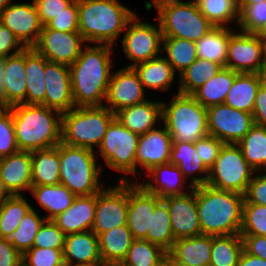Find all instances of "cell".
Returning <instances> with one entry per match:
<instances>
[{
  "label": "cell",
  "instance_id": "obj_15",
  "mask_svg": "<svg viewBox=\"0 0 266 266\" xmlns=\"http://www.w3.org/2000/svg\"><path fill=\"white\" fill-rule=\"evenodd\" d=\"M84 42L79 32L43 28L33 48L50 62L70 66L79 57Z\"/></svg>",
  "mask_w": 266,
  "mask_h": 266
},
{
  "label": "cell",
  "instance_id": "obj_24",
  "mask_svg": "<svg viewBox=\"0 0 266 266\" xmlns=\"http://www.w3.org/2000/svg\"><path fill=\"white\" fill-rule=\"evenodd\" d=\"M3 107L26 104L25 49L3 58Z\"/></svg>",
  "mask_w": 266,
  "mask_h": 266
},
{
  "label": "cell",
  "instance_id": "obj_47",
  "mask_svg": "<svg viewBox=\"0 0 266 266\" xmlns=\"http://www.w3.org/2000/svg\"><path fill=\"white\" fill-rule=\"evenodd\" d=\"M240 235L266 236V206L243 203Z\"/></svg>",
  "mask_w": 266,
  "mask_h": 266
},
{
  "label": "cell",
  "instance_id": "obj_18",
  "mask_svg": "<svg viewBox=\"0 0 266 266\" xmlns=\"http://www.w3.org/2000/svg\"><path fill=\"white\" fill-rule=\"evenodd\" d=\"M189 193L162 199L167 205L175 240L201 235L196 204V187Z\"/></svg>",
  "mask_w": 266,
  "mask_h": 266
},
{
  "label": "cell",
  "instance_id": "obj_39",
  "mask_svg": "<svg viewBox=\"0 0 266 266\" xmlns=\"http://www.w3.org/2000/svg\"><path fill=\"white\" fill-rule=\"evenodd\" d=\"M237 145L253 170L266 172V126L254 124Z\"/></svg>",
  "mask_w": 266,
  "mask_h": 266
},
{
  "label": "cell",
  "instance_id": "obj_29",
  "mask_svg": "<svg viewBox=\"0 0 266 266\" xmlns=\"http://www.w3.org/2000/svg\"><path fill=\"white\" fill-rule=\"evenodd\" d=\"M169 163L179 167L187 180L193 173H204V176L191 178L188 189L205 185L209 177V169L203 164L195 149V143L172 141Z\"/></svg>",
  "mask_w": 266,
  "mask_h": 266
},
{
  "label": "cell",
  "instance_id": "obj_45",
  "mask_svg": "<svg viewBox=\"0 0 266 266\" xmlns=\"http://www.w3.org/2000/svg\"><path fill=\"white\" fill-rule=\"evenodd\" d=\"M202 15L215 27H227L229 22L239 21L236 0H195Z\"/></svg>",
  "mask_w": 266,
  "mask_h": 266
},
{
  "label": "cell",
  "instance_id": "obj_43",
  "mask_svg": "<svg viewBox=\"0 0 266 266\" xmlns=\"http://www.w3.org/2000/svg\"><path fill=\"white\" fill-rule=\"evenodd\" d=\"M147 240L158 245L167 253L173 247V235L170 214L167 205L161 201L151 214V232H147Z\"/></svg>",
  "mask_w": 266,
  "mask_h": 266
},
{
  "label": "cell",
  "instance_id": "obj_34",
  "mask_svg": "<svg viewBox=\"0 0 266 266\" xmlns=\"http://www.w3.org/2000/svg\"><path fill=\"white\" fill-rule=\"evenodd\" d=\"M30 191L47 212L46 220H52L57 215L66 211L77 197L66 186L58 185H40L32 186Z\"/></svg>",
  "mask_w": 266,
  "mask_h": 266
},
{
  "label": "cell",
  "instance_id": "obj_21",
  "mask_svg": "<svg viewBox=\"0 0 266 266\" xmlns=\"http://www.w3.org/2000/svg\"><path fill=\"white\" fill-rule=\"evenodd\" d=\"M171 148L172 137L165 126L140 135L135 155L136 168L137 165L145 168L147 173L155 166L169 163Z\"/></svg>",
  "mask_w": 266,
  "mask_h": 266
},
{
  "label": "cell",
  "instance_id": "obj_14",
  "mask_svg": "<svg viewBox=\"0 0 266 266\" xmlns=\"http://www.w3.org/2000/svg\"><path fill=\"white\" fill-rule=\"evenodd\" d=\"M231 33L226 67L237 73H260L264 58L262 39L254 33Z\"/></svg>",
  "mask_w": 266,
  "mask_h": 266
},
{
  "label": "cell",
  "instance_id": "obj_33",
  "mask_svg": "<svg viewBox=\"0 0 266 266\" xmlns=\"http://www.w3.org/2000/svg\"><path fill=\"white\" fill-rule=\"evenodd\" d=\"M261 85L260 74L239 73L229 90L224 104L248 113L253 112L256 93Z\"/></svg>",
  "mask_w": 266,
  "mask_h": 266
},
{
  "label": "cell",
  "instance_id": "obj_67",
  "mask_svg": "<svg viewBox=\"0 0 266 266\" xmlns=\"http://www.w3.org/2000/svg\"><path fill=\"white\" fill-rule=\"evenodd\" d=\"M65 266H109L105 264L104 262H98L95 264H74V265H65Z\"/></svg>",
  "mask_w": 266,
  "mask_h": 266
},
{
  "label": "cell",
  "instance_id": "obj_23",
  "mask_svg": "<svg viewBox=\"0 0 266 266\" xmlns=\"http://www.w3.org/2000/svg\"><path fill=\"white\" fill-rule=\"evenodd\" d=\"M0 177L11 195L32 187V157L30 151H18L0 158Z\"/></svg>",
  "mask_w": 266,
  "mask_h": 266
},
{
  "label": "cell",
  "instance_id": "obj_53",
  "mask_svg": "<svg viewBox=\"0 0 266 266\" xmlns=\"http://www.w3.org/2000/svg\"><path fill=\"white\" fill-rule=\"evenodd\" d=\"M224 144V142L211 135H207L195 142L197 154L209 170L219 157Z\"/></svg>",
  "mask_w": 266,
  "mask_h": 266
},
{
  "label": "cell",
  "instance_id": "obj_50",
  "mask_svg": "<svg viewBox=\"0 0 266 266\" xmlns=\"http://www.w3.org/2000/svg\"><path fill=\"white\" fill-rule=\"evenodd\" d=\"M266 23V1L247 6L239 13V29L257 34Z\"/></svg>",
  "mask_w": 266,
  "mask_h": 266
},
{
  "label": "cell",
  "instance_id": "obj_22",
  "mask_svg": "<svg viewBox=\"0 0 266 266\" xmlns=\"http://www.w3.org/2000/svg\"><path fill=\"white\" fill-rule=\"evenodd\" d=\"M212 250V236L198 235L177 239L167 253L169 265L209 266Z\"/></svg>",
  "mask_w": 266,
  "mask_h": 266
},
{
  "label": "cell",
  "instance_id": "obj_26",
  "mask_svg": "<svg viewBox=\"0 0 266 266\" xmlns=\"http://www.w3.org/2000/svg\"><path fill=\"white\" fill-rule=\"evenodd\" d=\"M63 259L65 265L102 262L98 236L92 230L67 234L63 249Z\"/></svg>",
  "mask_w": 266,
  "mask_h": 266
},
{
  "label": "cell",
  "instance_id": "obj_10",
  "mask_svg": "<svg viewBox=\"0 0 266 266\" xmlns=\"http://www.w3.org/2000/svg\"><path fill=\"white\" fill-rule=\"evenodd\" d=\"M139 137L140 135L130 131L114 119L109 124L98 147L108 167L125 174L135 175L137 173L135 155Z\"/></svg>",
  "mask_w": 266,
  "mask_h": 266
},
{
  "label": "cell",
  "instance_id": "obj_16",
  "mask_svg": "<svg viewBox=\"0 0 266 266\" xmlns=\"http://www.w3.org/2000/svg\"><path fill=\"white\" fill-rule=\"evenodd\" d=\"M144 87L133 68L125 67L116 73H111L106 95L107 105L114 114L124 108L147 101Z\"/></svg>",
  "mask_w": 266,
  "mask_h": 266
},
{
  "label": "cell",
  "instance_id": "obj_7",
  "mask_svg": "<svg viewBox=\"0 0 266 266\" xmlns=\"http://www.w3.org/2000/svg\"><path fill=\"white\" fill-rule=\"evenodd\" d=\"M162 121L172 141L195 143L207 135V108L192 95L177 93L169 104L162 102Z\"/></svg>",
  "mask_w": 266,
  "mask_h": 266
},
{
  "label": "cell",
  "instance_id": "obj_35",
  "mask_svg": "<svg viewBox=\"0 0 266 266\" xmlns=\"http://www.w3.org/2000/svg\"><path fill=\"white\" fill-rule=\"evenodd\" d=\"M143 87L167 90L175 77V71L165 57H156L132 67Z\"/></svg>",
  "mask_w": 266,
  "mask_h": 266
},
{
  "label": "cell",
  "instance_id": "obj_63",
  "mask_svg": "<svg viewBox=\"0 0 266 266\" xmlns=\"http://www.w3.org/2000/svg\"><path fill=\"white\" fill-rule=\"evenodd\" d=\"M4 64L3 59H0V107H3V74Z\"/></svg>",
  "mask_w": 266,
  "mask_h": 266
},
{
  "label": "cell",
  "instance_id": "obj_19",
  "mask_svg": "<svg viewBox=\"0 0 266 266\" xmlns=\"http://www.w3.org/2000/svg\"><path fill=\"white\" fill-rule=\"evenodd\" d=\"M161 201V198L148 193L139 183L131 184L129 181L127 226L134 239L147 240V232H151V214Z\"/></svg>",
  "mask_w": 266,
  "mask_h": 266
},
{
  "label": "cell",
  "instance_id": "obj_59",
  "mask_svg": "<svg viewBox=\"0 0 266 266\" xmlns=\"http://www.w3.org/2000/svg\"><path fill=\"white\" fill-rule=\"evenodd\" d=\"M252 116L254 124L266 126V86L262 84L256 93Z\"/></svg>",
  "mask_w": 266,
  "mask_h": 266
},
{
  "label": "cell",
  "instance_id": "obj_32",
  "mask_svg": "<svg viewBox=\"0 0 266 266\" xmlns=\"http://www.w3.org/2000/svg\"><path fill=\"white\" fill-rule=\"evenodd\" d=\"M32 157V186L60 184L59 144L35 150Z\"/></svg>",
  "mask_w": 266,
  "mask_h": 266
},
{
  "label": "cell",
  "instance_id": "obj_48",
  "mask_svg": "<svg viewBox=\"0 0 266 266\" xmlns=\"http://www.w3.org/2000/svg\"><path fill=\"white\" fill-rule=\"evenodd\" d=\"M18 151L12 112L8 107H0V158Z\"/></svg>",
  "mask_w": 266,
  "mask_h": 266
},
{
  "label": "cell",
  "instance_id": "obj_58",
  "mask_svg": "<svg viewBox=\"0 0 266 266\" xmlns=\"http://www.w3.org/2000/svg\"><path fill=\"white\" fill-rule=\"evenodd\" d=\"M241 237L247 253L266 260V236L241 235Z\"/></svg>",
  "mask_w": 266,
  "mask_h": 266
},
{
  "label": "cell",
  "instance_id": "obj_42",
  "mask_svg": "<svg viewBox=\"0 0 266 266\" xmlns=\"http://www.w3.org/2000/svg\"><path fill=\"white\" fill-rule=\"evenodd\" d=\"M31 205L22 195H11L0 205V237L10 238Z\"/></svg>",
  "mask_w": 266,
  "mask_h": 266
},
{
  "label": "cell",
  "instance_id": "obj_36",
  "mask_svg": "<svg viewBox=\"0 0 266 266\" xmlns=\"http://www.w3.org/2000/svg\"><path fill=\"white\" fill-rule=\"evenodd\" d=\"M238 74L239 73L224 67L213 78L195 91L192 96L205 108L224 104L227 94Z\"/></svg>",
  "mask_w": 266,
  "mask_h": 266
},
{
  "label": "cell",
  "instance_id": "obj_41",
  "mask_svg": "<svg viewBox=\"0 0 266 266\" xmlns=\"http://www.w3.org/2000/svg\"><path fill=\"white\" fill-rule=\"evenodd\" d=\"M243 250V239L240 234L212 236L209 266H237Z\"/></svg>",
  "mask_w": 266,
  "mask_h": 266
},
{
  "label": "cell",
  "instance_id": "obj_61",
  "mask_svg": "<svg viewBox=\"0 0 266 266\" xmlns=\"http://www.w3.org/2000/svg\"><path fill=\"white\" fill-rule=\"evenodd\" d=\"M180 2H183V1H180V0H153L152 2H150V1L145 2V7L147 10L150 11L154 5V7H156V9L158 10L159 8H161L164 5L172 4V3H180Z\"/></svg>",
  "mask_w": 266,
  "mask_h": 266
},
{
  "label": "cell",
  "instance_id": "obj_8",
  "mask_svg": "<svg viewBox=\"0 0 266 266\" xmlns=\"http://www.w3.org/2000/svg\"><path fill=\"white\" fill-rule=\"evenodd\" d=\"M163 38L197 42L215 26L200 12L195 0L172 3L158 9Z\"/></svg>",
  "mask_w": 266,
  "mask_h": 266
},
{
  "label": "cell",
  "instance_id": "obj_57",
  "mask_svg": "<svg viewBox=\"0 0 266 266\" xmlns=\"http://www.w3.org/2000/svg\"><path fill=\"white\" fill-rule=\"evenodd\" d=\"M22 256L8 238L0 237V266H21Z\"/></svg>",
  "mask_w": 266,
  "mask_h": 266
},
{
  "label": "cell",
  "instance_id": "obj_68",
  "mask_svg": "<svg viewBox=\"0 0 266 266\" xmlns=\"http://www.w3.org/2000/svg\"><path fill=\"white\" fill-rule=\"evenodd\" d=\"M259 37H266V23L263 28L257 33Z\"/></svg>",
  "mask_w": 266,
  "mask_h": 266
},
{
  "label": "cell",
  "instance_id": "obj_27",
  "mask_svg": "<svg viewBox=\"0 0 266 266\" xmlns=\"http://www.w3.org/2000/svg\"><path fill=\"white\" fill-rule=\"evenodd\" d=\"M147 173L156 183L153 184L151 181L140 183L148 193L161 199L187 194L183 189L186 179L178 166L171 163L162 164L153 167Z\"/></svg>",
  "mask_w": 266,
  "mask_h": 266
},
{
  "label": "cell",
  "instance_id": "obj_5",
  "mask_svg": "<svg viewBox=\"0 0 266 266\" xmlns=\"http://www.w3.org/2000/svg\"><path fill=\"white\" fill-rule=\"evenodd\" d=\"M115 114L105 106L74 107L62 113L61 142L94 151Z\"/></svg>",
  "mask_w": 266,
  "mask_h": 266
},
{
  "label": "cell",
  "instance_id": "obj_54",
  "mask_svg": "<svg viewBox=\"0 0 266 266\" xmlns=\"http://www.w3.org/2000/svg\"><path fill=\"white\" fill-rule=\"evenodd\" d=\"M73 1L74 0H33L43 26L63 12Z\"/></svg>",
  "mask_w": 266,
  "mask_h": 266
},
{
  "label": "cell",
  "instance_id": "obj_64",
  "mask_svg": "<svg viewBox=\"0 0 266 266\" xmlns=\"http://www.w3.org/2000/svg\"><path fill=\"white\" fill-rule=\"evenodd\" d=\"M11 196L8 190L5 188L4 183L0 177V205Z\"/></svg>",
  "mask_w": 266,
  "mask_h": 266
},
{
  "label": "cell",
  "instance_id": "obj_49",
  "mask_svg": "<svg viewBox=\"0 0 266 266\" xmlns=\"http://www.w3.org/2000/svg\"><path fill=\"white\" fill-rule=\"evenodd\" d=\"M24 266H65L63 250L32 247L22 256Z\"/></svg>",
  "mask_w": 266,
  "mask_h": 266
},
{
  "label": "cell",
  "instance_id": "obj_17",
  "mask_svg": "<svg viewBox=\"0 0 266 266\" xmlns=\"http://www.w3.org/2000/svg\"><path fill=\"white\" fill-rule=\"evenodd\" d=\"M0 23L10 29L26 47H33L43 29L34 2L10 3L0 15Z\"/></svg>",
  "mask_w": 266,
  "mask_h": 266
},
{
  "label": "cell",
  "instance_id": "obj_55",
  "mask_svg": "<svg viewBox=\"0 0 266 266\" xmlns=\"http://www.w3.org/2000/svg\"><path fill=\"white\" fill-rule=\"evenodd\" d=\"M244 203L266 206V173L253 176L244 194Z\"/></svg>",
  "mask_w": 266,
  "mask_h": 266
},
{
  "label": "cell",
  "instance_id": "obj_66",
  "mask_svg": "<svg viewBox=\"0 0 266 266\" xmlns=\"http://www.w3.org/2000/svg\"><path fill=\"white\" fill-rule=\"evenodd\" d=\"M10 3L11 0H0V15Z\"/></svg>",
  "mask_w": 266,
  "mask_h": 266
},
{
  "label": "cell",
  "instance_id": "obj_37",
  "mask_svg": "<svg viewBox=\"0 0 266 266\" xmlns=\"http://www.w3.org/2000/svg\"><path fill=\"white\" fill-rule=\"evenodd\" d=\"M232 32L229 27H214L195 42L197 58L215 62L223 68L226 67L229 37Z\"/></svg>",
  "mask_w": 266,
  "mask_h": 266
},
{
  "label": "cell",
  "instance_id": "obj_65",
  "mask_svg": "<svg viewBox=\"0 0 266 266\" xmlns=\"http://www.w3.org/2000/svg\"><path fill=\"white\" fill-rule=\"evenodd\" d=\"M261 84L266 86V60L263 62L261 71H260Z\"/></svg>",
  "mask_w": 266,
  "mask_h": 266
},
{
  "label": "cell",
  "instance_id": "obj_52",
  "mask_svg": "<svg viewBox=\"0 0 266 266\" xmlns=\"http://www.w3.org/2000/svg\"><path fill=\"white\" fill-rule=\"evenodd\" d=\"M78 0H74L63 12L50 20L43 28L62 32H79Z\"/></svg>",
  "mask_w": 266,
  "mask_h": 266
},
{
  "label": "cell",
  "instance_id": "obj_4",
  "mask_svg": "<svg viewBox=\"0 0 266 266\" xmlns=\"http://www.w3.org/2000/svg\"><path fill=\"white\" fill-rule=\"evenodd\" d=\"M135 15L118 0H78L79 33L85 42L113 46Z\"/></svg>",
  "mask_w": 266,
  "mask_h": 266
},
{
  "label": "cell",
  "instance_id": "obj_11",
  "mask_svg": "<svg viewBox=\"0 0 266 266\" xmlns=\"http://www.w3.org/2000/svg\"><path fill=\"white\" fill-rule=\"evenodd\" d=\"M129 181L121 178L117 186H109L96 194L92 231L99 236L115 227L127 225Z\"/></svg>",
  "mask_w": 266,
  "mask_h": 266
},
{
  "label": "cell",
  "instance_id": "obj_9",
  "mask_svg": "<svg viewBox=\"0 0 266 266\" xmlns=\"http://www.w3.org/2000/svg\"><path fill=\"white\" fill-rule=\"evenodd\" d=\"M255 172L237 144H224L219 157L209 170L206 184L244 195Z\"/></svg>",
  "mask_w": 266,
  "mask_h": 266
},
{
  "label": "cell",
  "instance_id": "obj_30",
  "mask_svg": "<svg viewBox=\"0 0 266 266\" xmlns=\"http://www.w3.org/2000/svg\"><path fill=\"white\" fill-rule=\"evenodd\" d=\"M48 60L33 47L25 48L26 104L41 105L44 102L45 64Z\"/></svg>",
  "mask_w": 266,
  "mask_h": 266
},
{
  "label": "cell",
  "instance_id": "obj_40",
  "mask_svg": "<svg viewBox=\"0 0 266 266\" xmlns=\"http://www.w3.org/2000/svg\"><path fill=\"white\" fill-rule=\"evenodd\" d=\"M168 254L145 239H134L121 266H163Z\"/></svg>",
  "mask_w": 266,
  "mask_h": 266
},
{
  "label": "cell",
  "instance_id": "obj_13",
  "mask_svg": "<svg viewBox=\"0 0 266 266\" xmlns=\"http://www.w3.org/2000/svg\"><path fill=\"white\" fill-rule=\"evenodd\" d=\"M254 125L252 113L226 104L207 108L208 133L225 144H237Z\"/></svg>",
  "mask_w": 266,
  "mask_h": 266
},
{
  "label": "cell",
  "instance_id": "obj_20",
  "mask_svg": "<svg viewBox=\"0 0 266 266\" xmlns=\"http://www.w3.org/2000/svg\"><path fill=\"white\" fill-rule=\"evenodd\" d=\"M46 92L42 106L61 113L75 107L71 90V75L68 65L47 61L45 64Z\"/></svg>",
  "mask_w": 266,
  "mask_h": 266
},
{
  "label": "cell",
  "instance_id": "obj_46",
  "mask_svg": "<svg viewBox=\"0 0 266 266\" xmlns=\"http://www.w3.org/2000/svg\"><path fill=\"white\" fill-rule=\"evenodd\" d=\"M45 220V217L40 218L34 208L31 207L10 236L9 241L22 255L33 247L35 236Z\"/></svg>",
  "mask_w": 266,
  "mask_h": 266
},
{
  "label": "cell",
  "instance_id": "obj_38",
  "mask_svg": "<svg viewBox=\"0 0 266 266\" xmlns=\"http://www.w3.org/2000/svg\"><path fill=\"white\" fill-rule=\"evenodd\" d=\"M222 69L223 67L220 64L197 58L188 68L179 74L180 85L178 93L192 95Z\"/></svg>",
  "mask_w": 266,
  "mask_h": 266
},
{
  "label": "cell",
  "instance_id": "obj_69",
  "mask_svg": "<svg viewBox=\"0 0 266 266\" xmlns=\"http://www.w3.org/2000/svg\"><path fill=\"white\" fill-rule=\"evenodd\" d=\"M263 41V46H264V58L266 60V37H260Z\"/></svg>",
  "mask_w": 266,
  "mask_h": 266
},
{
  "label": "cell",
  "instance_id": "obj_44",
  "mask_svg": "<svg viewBox=\"0 0 266 266\" xmlns=\"http://www.w3.org/2000/svg\"><path fill=\"white\" fill-rule=\"evenodd\" d=\"M162 52L166 51L167 61L175 72L181 74L197 59L196 44L180 38H163Z\"/></svg>",
  "mask_w": 266,
  "mask_h": 266
},
{
  "label": "cell",
  "instance_id": "obj_56",
  "mask_svg": "<svg viewBox=\"0 0 266 266\" xmlns=\"http://www.w3.org/2000/svg\"><path fill=\"white\" fill-rule=\"evenodd\" d=\"M25 48L13 32L0 23V59L15 55Z\"/></svg>",
  "mask_w": 266,
  "mask_h": 266
},
{
  "label": "cell",
  "instance_id": "obj_28",
  "mask_svg": "<svg viewBox=\"0 0 266 266\" xmlns=\"http://www.w3.org/2000/svg\"><path fill=\"white\" fill-rule=\"evenodd\" d=\"M115 119L130 131L142 135L154 126L157 120H162V102L145 101L121 109L115 113Z\"/></svg>",
  "mask_w": 266,
  "mask_h": 266
},
{
  "label": "cell",
  "instance_id": "obj_2",
  "mask_svg": "<svg viewBox=\"0 0 266 266\" xmlns=\"http://www.w3.org/2000/svg\"><path fill=\"white\" fill-rule=\"evenodd\" d=\"M244 195L207 184L196 187V204L201 234L227 236L239 234Z\"/></svg>",
  "mask_w": 266,
  "mask_h": 266
},
{
  "label": "cell",
  "instance_id": "obj_62",
  "mask_svg": "<svg viewBox=\"0 0 266 266\" xmlns=\"http://www.w3.org/2000/svg\"><path fill=\"white\" fill-rule=\"evenodd\" d=\"M263 1H266V0H236V5L240 13L247 6L255 4V3H261Z\"/></svg>",
  "mask_w": 266,
  "mask_h": 266
},
{
  "label": "cell",
  "instance_id": "obj_51",
  "mask_svg": "<svg viewBox=\"0 0 266 266\" xmlns=\"http://www.w3.org/2000/svg\"><path fill=\"white\" fill-rule=\"evenodd\" d=\"M66 234L52 221L45 220L35 236L33 247L64 249Z\"/></svg>",
  "mask_w": 266,
  "mask_h": 266
},
{
  "label": "cell",
  "instance_id": "obj_25",
  "mask_svg": "<svg viewBox=\"0 0 266 266\" xmlns=\"http://www.w3.org/2000/svg\"><path fill=\"white\" fill-rule=\"evenodd\" d=\"M96 194L77 196L73 204L52 221L67 235L90 231L94 222Z\"/></svg>",
  "mask_w": 266,
  "mask_h": 266
},
{
  "label": "cell",
  "instance_id": "obj_6",
  "mask_svg": "<svg viewBox=\"0 0 266 266\" xmlns=\"http://www.w3.org/2000/svg\"><path fill=\"white\" fill-rule=\"evenodd\" d=\"M93 150L59 143L60 184L76 196H90L101 191V166H97Z\"/></svg>",
  "mask_w": 266,
  "mask_h": 266
},
{
  "label": "cell",
  "instance_id": "obj_12",
  "mask_svg": "<svg viewBox=\"0 0 266 266\" xmlns=\"http://www.w3.org/2000/svg\"><path fill=\"white\" fill-rule=\"evenodd\" d=\"M137 19V15H135L128 22V25L131 26L126 30L122 39L124 53L133 61L127 66L128 68L156 58L162 52L160 45L163 41V34L160 24L157 28Z\"/></svg>",
  "mask_w": 266,
  "mask_h": 266
},
{
  "label": "cell",
  "instance_id": "obj_1",
  "mask_svg": "<svg viewBox=\"0 0 266 266\" xmlns=\"http://www.w3.org/2000/svg\"><path fill=\"white\" fill-rule=\"evenodd\" d=\"M94 45H85V50L82 48L79 57L69 66L75 107L104 106L113 67L112 45Z\"/></svg>",
  "mask_w": 266,
  "mask_h": 266
},
{
  "label": "cell",
  "instance_id": "obj_3",
  "mask_svg": "<svg viewBox=\"0 0 266 266\" xmlns=\"http://www.w3.org/2000/svg\"><path fill=\"white\" fill-rule=\"evenodd\" d=\"M13 115L19 151H35L61 143L62 113L42 105L15 104ZM54 113H56L54 115Z\"/></svg>",
  "mask_w": 266,
  "mask_h": 266
},
{
  "label": "cell",
  "instance_id": "obj_70",
  "mask_svg": "<svg viewBox=\"0 0 266 266\" xmlns=\"http://www.w3.org/2000/svg\"><path fill=\"white\" fill-rule=\"evenodd\" d=\"M163 266H170L167 262Z\"/></svg>",
  "mask_w": 266,
  "mask_h": 266
},
{
  "label": "cell",
  "instance_id": "obj_31",
  "mask_svg": "<svg viewBox=\"0 0 266 266\" xmlns=\"http://www.w3.org/2000/svg\"><path fill=\"white\" fill-rule=\"evenodd\" d=\"M98 239L102 262L109 266L122 263L134 240L127 225L101 233Z\"/></svg>",
  "mask_w": 266,
  "mask_h": 266
},
{
  "label": "cell",
  "instance_id": "obj_60",
  "mask_svg": "<svg viewBox=\"0 0 266 266\" xmlns=\"http://www.w3.org/2000/svg\"><path fill=\"white\" fill-rule=\"evenodd\" d=\"M237 266H266V260L247 253L245 250L240 255Z\"/></svg>",
  "mask_w": 266,
  "mask_h": 266
}]
</instances>
